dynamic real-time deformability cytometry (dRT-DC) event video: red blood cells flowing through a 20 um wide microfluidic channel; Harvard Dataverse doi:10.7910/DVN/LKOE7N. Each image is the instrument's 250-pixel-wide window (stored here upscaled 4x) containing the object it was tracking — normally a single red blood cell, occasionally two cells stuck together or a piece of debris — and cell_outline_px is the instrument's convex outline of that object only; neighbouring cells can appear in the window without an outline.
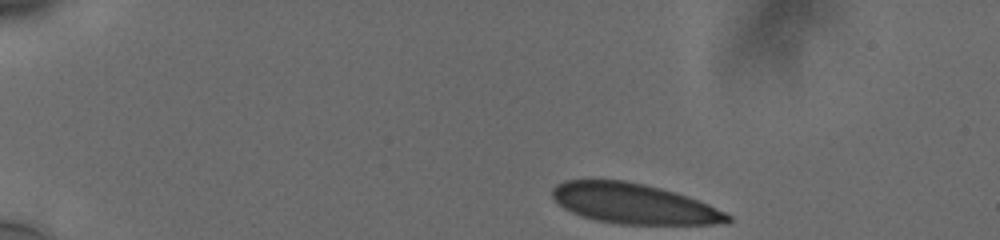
{"species": "human", "species_latin": "Homo sapiens", "temperature_condition": "cold", "stored_images_in_passage": 5, "camera_frame_rate_fps": 3000, "um_per_image_px": 0.085, "donor": {"sex": "male"}, "frame": {"image": 1, "passage_image": 1, "time_ms": 0.0, "image_size_px": [1000, 240], "cell_outline_px": [[732, 220], [728, 224], [620, 224], [596, 220], [580, 216], [564, 208], [552, 196], [552, 188], [556, 184], [564, 180], [624, 180], [644, 184], [660, 188], [688, 196], [700, 200], [732, 216]], "centroid_in_image_um": [53.89, 17.31], "position_along_channel_um": 31.1, "area_um2": 41.1}}
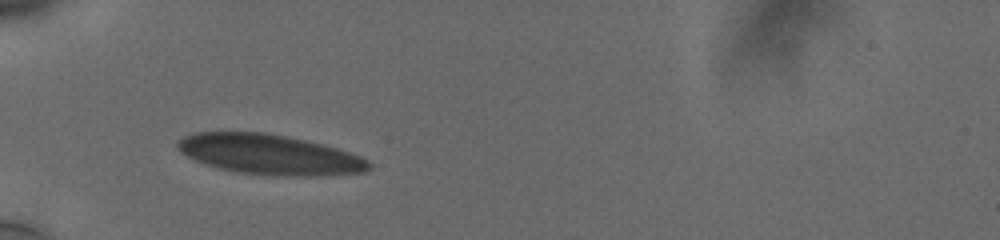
{"frame": {"image": 2, "passage_image": 4, "time_ms": 3.0, "image_size_px": [1000, 240], "cell_outline_px": [[372, 168], [364, 172], [316, 176], [276, 176], [236, 172], [204, 164], [180, 152], [176, 148], [176, 140], [184, 136], [196, 132], [264, 132], [304, 140], [336, 148], [360, 156], [368, 160], [372, 164]], "centroid_in_image_um": [22.88, 13.14], "position_along_channel_um": 62.1, "area_um2": 44.68}}